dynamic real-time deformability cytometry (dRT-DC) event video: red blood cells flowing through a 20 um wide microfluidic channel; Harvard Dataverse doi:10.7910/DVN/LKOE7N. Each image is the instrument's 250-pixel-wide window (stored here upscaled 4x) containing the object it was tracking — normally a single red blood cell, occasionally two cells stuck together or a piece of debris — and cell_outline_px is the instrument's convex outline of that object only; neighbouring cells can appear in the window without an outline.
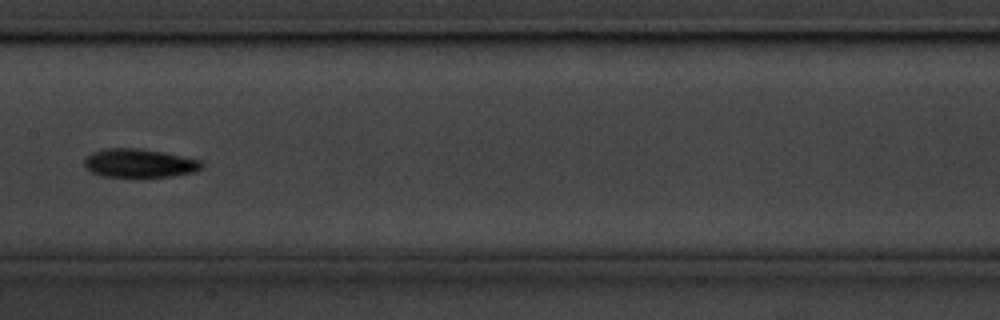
{"species": "common noctule bat (a hibernating species)", "species_latin": "Nyctalus noctula", "temperature_condition": "cold", "stored_images_in_passage": 9, "camera_frame_rate_fps": 3000, "um_per_image_px": 0.085, "animal": {"sex": "male", "body_mass_g": 20.1, "forearm_length_mm": 53.5}, "frame": {"image": 1, "passage_image": 7, "time_ms": 2.0, "image_size_px": [1000, 320], "cell_outline_px": [[204, 168], [196, 172], [172, 176], [100, 176], [84, 168], [84, 160], [92, 152], [104, 148], [140, 148], [164, 152], [200, 160], [204, 164]], "centroid_in_image_um": [11.86, 13.86], "position_along_channel_um": 195.5, "area_um2": 19.65}}